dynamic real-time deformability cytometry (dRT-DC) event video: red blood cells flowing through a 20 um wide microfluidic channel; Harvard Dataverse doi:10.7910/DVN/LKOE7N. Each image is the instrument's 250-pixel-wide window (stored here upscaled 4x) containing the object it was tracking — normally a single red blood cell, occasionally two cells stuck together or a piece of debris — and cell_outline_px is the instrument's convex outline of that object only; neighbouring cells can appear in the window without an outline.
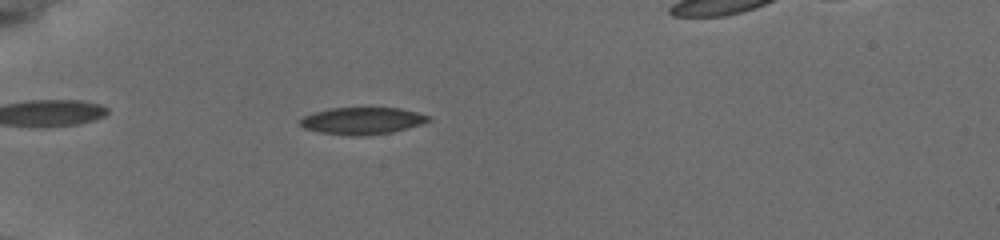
{"species": "common noctule bat (a hibernating species)", "species_latin": "Nyctalus noctula", "temperature_condition": "cold", "stored_images_in_passage": 38, "camera_frame_rate_fps": 3000, "um_per_image_px": 0.085, "animal": {"sex": "female", "body_mass_g": 19.5, "forearm_length_mm": 54.1}, "frame": {"image": 1, "passage_image": 4, "time_ms": 1.333, "image_size_px": [1000, 240], "cell_outline_px": [[432, 120], [408, 128], [392, 132], [360, 136], [352, 136], [320, 132], [304, 128], [300, 124], [300, 120], [304, 116], [312, 112], [328, 108], [400, 108], [432, 116]], "centroid_in_image_um": [30.8, 10.26], "position_along_channel_um": 54.2, "area_um2": 20.23}}
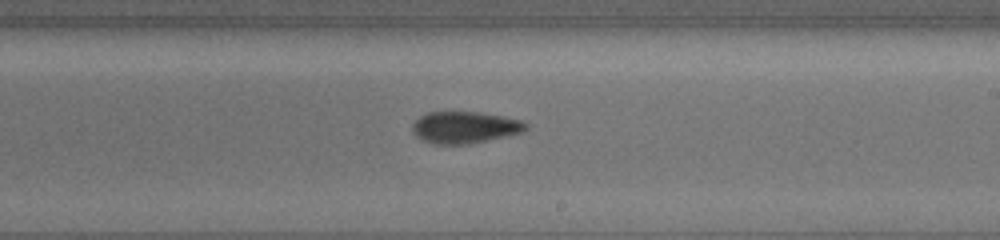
{"frame": {"image": 2, "passage_image": 21, "time_ms": 7.0, "image_size_px": [1000, 240], "cell_outline_px": [[528, 128], [524, 132], [508, 136], [472, 144], [432, 144], [420, 140], [412, 132], [412, 124], [420, 116], [428, 112], [476, 112], [500, 116], [520, 120], [528, 124]], "centroid_in_image_um": [39.49, 10.85], "position_along_channel_um": 249.5, "area_um2": 21.21}}
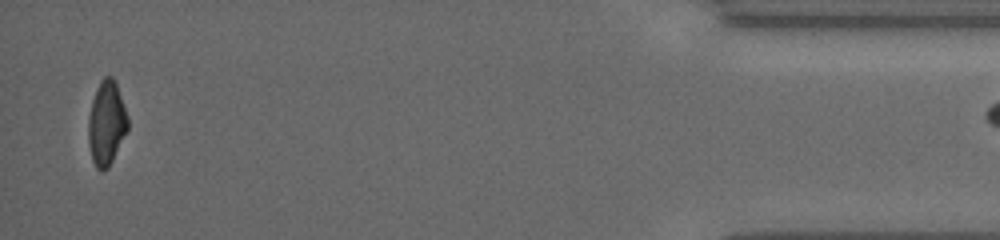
{"frame": {"image": 3, "passage_image": 37, "time_ms": 13.333, "image_size_px": [1000, 240], "cell_outline_px": [[128, 128], [108, 168], [100, 172], [96, 168], [92, 160], [88, 144], [88, 116], [92, 100], [96, 88], [100, 80], [104, 76], [112, 76], [116, 84], [128, 116]], "centroid_in_image_um": [9.03, 10.47], "position_along_channel_um": 426.2, "area_um2": 19.36}}